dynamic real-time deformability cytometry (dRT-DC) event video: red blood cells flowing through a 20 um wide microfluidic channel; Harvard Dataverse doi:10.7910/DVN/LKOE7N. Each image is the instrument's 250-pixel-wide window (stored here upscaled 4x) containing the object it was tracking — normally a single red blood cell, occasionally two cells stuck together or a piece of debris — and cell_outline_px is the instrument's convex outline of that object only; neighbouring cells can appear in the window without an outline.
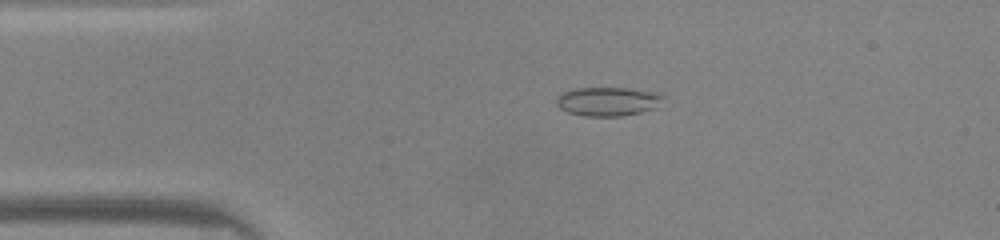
{"species": "common noctule bat (a hibernating species)", "species_latin": "Nyctalus noctula", "temperature_condition": "warm", "stored_images_in_passage": 45, "camera_frame_rate_fps": 3000, "um_per_image_px": 0.085, "animal": {"sex": "male", "body_mass_g": 20.0, "forearm_length_mm": 53.3}, "frame": {"image": 1, "passage_image": 8, "time_ms": 2.333, "image_size_px": [1000, 240], "cell_outline_px": [[664, 96], [652, 108], [640, 112], [620, 116], [584, 116], [568, 112], [560, 108], [556, 104], [556, 100], [564, 92], [576, 88], [628, 88], [648, 92]], "centroid_in_image_um": [51.57, 8.63], "position_along_channel_um": 33.4, "area_um2": 17.34}}
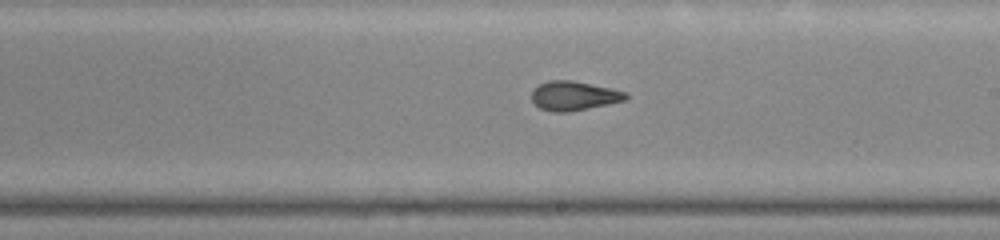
{"frame": {"image": 2, "passage_image": 25, "time_ms": 8.0, "image_size_px": [1000, 240], "cell_outline_px": [[628, 96], [624, 100], [608, 104], [568, 112], [552, 112], [540, 108], [532, 100], [532, 88], [548, 80], [572, 80], [608, 88], [624, 92]], "centroid_in_image_um": [48.71, 8.14], "position_along_channel_um": 240.3, "area_um2": 15.78}}
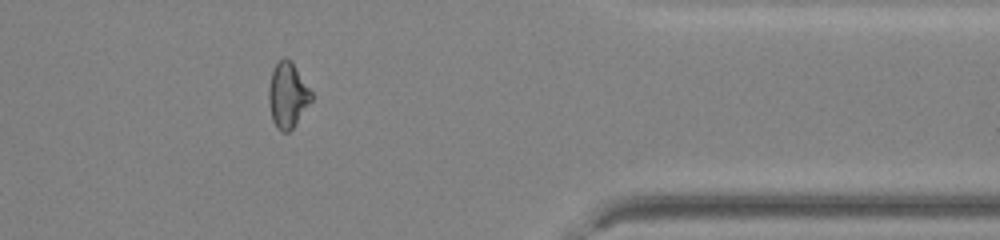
{"frame": {"image": 3, "passage_image": 37, "time_ms": 12.0, "image_size_px": [1000, 240], "cell_outline_px": [[312, 100], [296, 124], [288, 132], [280, 132], [276, 128], [272, 120], [268, 104], [268, 88], [272, 72], [276, 64], [284, 56], [288, 56], [292, 60], [312, 92]], "centroid_in_image_um": [24.44, 8.08], "position_along_channel_um": 387.0, "area_um2": 16.53}, "authors_computed_cell_mechanics": {"area_um2": 16.5886, "velocity_mm_per_s": 4.236, "shape_relaxation_time_tau1_ms": null, "shape_relaxation_time_tau2_ms": 1.3165, "deformation_change_tau1": null, "deformation_change_tau2": 0.0658}}